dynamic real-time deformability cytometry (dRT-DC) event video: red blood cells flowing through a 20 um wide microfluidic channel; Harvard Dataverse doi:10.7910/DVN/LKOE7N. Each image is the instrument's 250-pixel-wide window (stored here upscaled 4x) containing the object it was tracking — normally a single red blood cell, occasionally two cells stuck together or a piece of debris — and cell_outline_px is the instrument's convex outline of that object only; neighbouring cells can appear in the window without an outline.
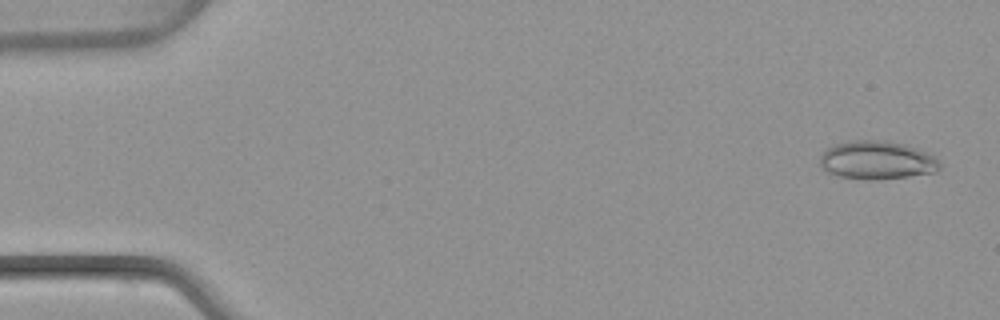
{"species": "common noctule bat (a hibernating species)", "species_latin": "Nyctalus noctula", "temperature_condition": "warm", "stored_images_in_passage": 50, "camera_frame_rate_fps": 3000, "um_per_image_px": 0.085, "animal": {"sex": "female", "body_mass_g": 22.7, "forearm_length_mm": 54.2}, "frame": {"image": 1, "passage_image": 2, "time_ms": 0.333, "image_size_px": [1000, 320], "cell_outline_px": [[940, 168], [936, 172], [880, 180], [868, 180], [840, 176], [828, 172], [820, 168], [820, 156], [828, 148], [836, 144], [852, 140], [888, 140], [904, 144], [916, 148], [936, 156], [940, 160]], "centroid_in_image_um": [74.56, 13.62], "position_along_channel_um": 10.4, "area_um2": 26.99}}
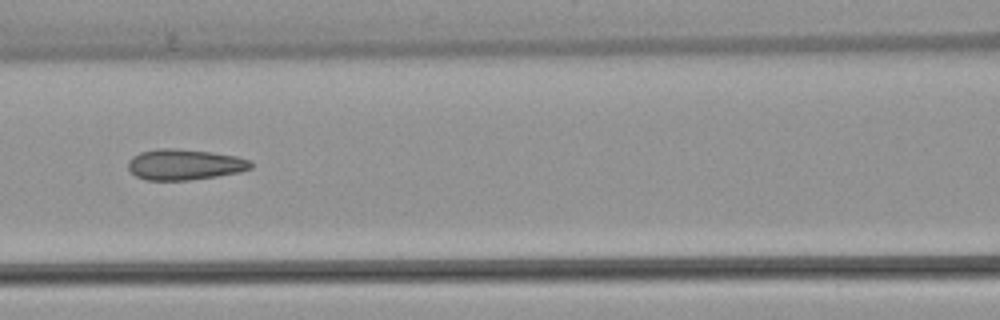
{"frame": {"image": 2, "passage_image": 22, "time_ms": 7.0, "image_size_px": [1000, 320], "cell_outline_px": [[252, 168], [240, 172], [216, 176], [188, 180], [144, 180], [136, 176], [128, 168], [128, 160], [132, 156], [140, 152], [156, 148], [176, 148], [212, 152], [236, 156], [248, 160], [252, 164]], "centroid_in_image_um": [15.65, 13.98], "position_along_channel_um": 150.9, "area_um2": 22.08}}
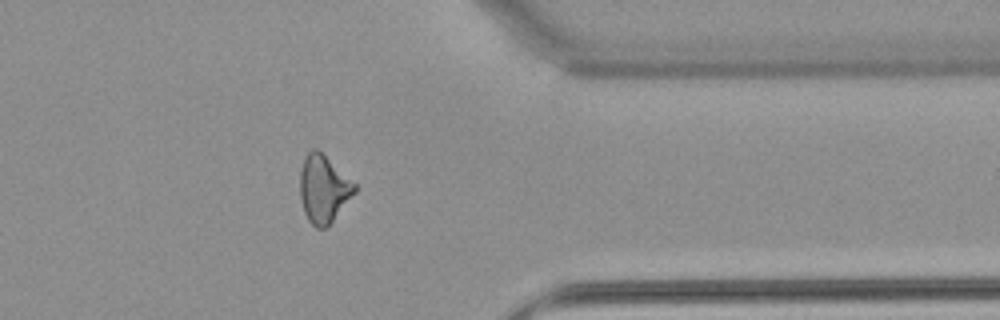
{"frame": {"image": 3, "passage_image": 40, "time_ms": 13.0, "image_size_px": [1000, 320], "cell_outline_px": [[356, 192], [332, 220], [324, 228], [316, 228], [308, 220], [304, 212], [300, 200], [300, 172], [304, 156], [312, 148], [316, 148], [356, 184]], "centroid_in_image_um": [27.47, 16.05], "position_along_channel_um": 383.9, "area_um2": 21.21}, "authors_computed_cell_mechanics": {"area_um2": 22.3397, "velocity_mm_per_s": 4.0917, "shape_relaxation_time_tau1_ms": null, "shape_relaxation_time_tau2_ms": 1.4062, "deformation_change_tau1": null, "deformation_change_tau2": 0.0806}}